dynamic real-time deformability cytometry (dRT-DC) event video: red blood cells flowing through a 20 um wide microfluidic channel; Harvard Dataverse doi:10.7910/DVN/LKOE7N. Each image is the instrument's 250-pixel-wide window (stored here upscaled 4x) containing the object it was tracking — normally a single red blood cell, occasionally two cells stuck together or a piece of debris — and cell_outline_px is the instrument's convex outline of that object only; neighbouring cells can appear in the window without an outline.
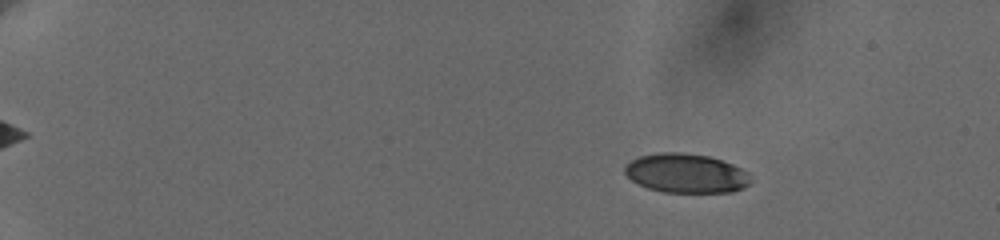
{"species": "human", "species_latin": "Homo sapiens", "temperature_condition": "cold", "stored_images_in_passage": 49, "camera_frame_rate_fps": 3000, "um_per_image_px": 0.085, "donor": {"sex": "female"}, "frame": {"image": 1, "passage_image": 1, "time_ms": 0.0, "image_size_px": [1000, 240], "cell_outline_px": [[752, 180], [744, 188], [732, 192], [664, 192], [648, 188], [632, 180], [624, 172], [624, 168], [632, 160], [640, 156], [656, 152], [680, 152], [708, 156], [732, 164], [748, 172]], "centroid_in_image_um": [58.33, 14.73], "position_along_channel_um": 26.7, "area_um2": 28.67}}
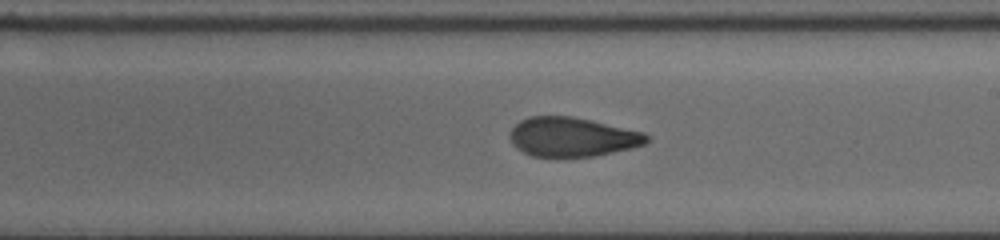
{"frame": {"image": 2, "passage_image": 29, "time_ms": 9.333, "image_size_px": [1000, 240], "cell_outline_px": [[648, 140], [644, 144], [632, 148], [596, 156], [532, 156], [516, 148], [512, 144], [512, 128], [520, 120], [528, 116], [572, 116], [592, 120], [644, 132], [648, 136]], "centroid_in_image_um": [48.66, 11.63], "position_along_channel_um": 240.3, "area_um2": 31.1}}
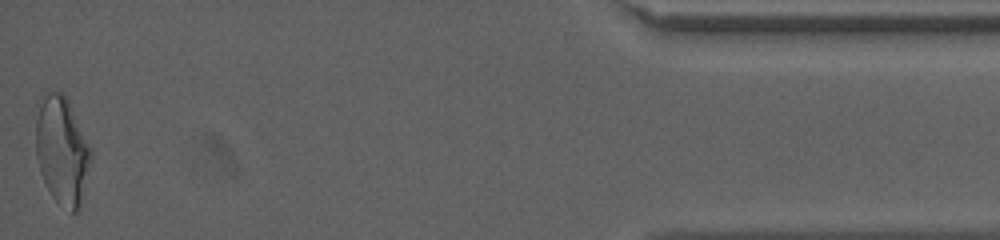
{"frame": {"image": 3, "passage_image": 49, "time_ms": 16.333, "image_size_px": [1000, 240], "cell_outline_px": [[92, 160], [80, 208], [76, 212], [72, 212], [56, 200], [52, 196], [40, 172], [36, 156], [36, 100], [48, 88], [60, 92], [68, 100], [92, 148]], "centroid_in_image_um": [5.26, 12.71], "position_along_channel_um": 429.9, "area_um2": 35.37}, "authors_computed_cell_mechanics": {"area_um2": 31.8478, "velocity_mm_per_s": 3.6618, "shape_relaxation_time_tau1_ms": 8.2767, "shape_relaxation_time_tau2_ms": 1.6007, "deformation_change_tau1": 0.2154, "deformation_change_tau2": 0.086}}